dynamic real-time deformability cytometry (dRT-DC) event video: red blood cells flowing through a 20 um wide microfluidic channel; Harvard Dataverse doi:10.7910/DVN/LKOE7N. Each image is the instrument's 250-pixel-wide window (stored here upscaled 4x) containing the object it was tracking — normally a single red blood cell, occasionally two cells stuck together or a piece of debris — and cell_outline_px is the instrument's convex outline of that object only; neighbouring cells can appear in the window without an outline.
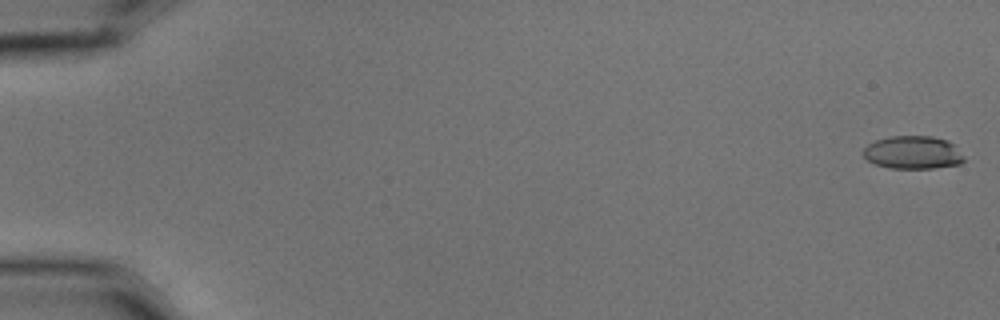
{"species": "common noctule bat (a hibernating species)", "species_latin": "Nyctalus noctula", "temperature_condition": "cold", "stored_images_in_passage": 6, "camera_frame_rate_fps": 3000, "um_per_image_px": 0.085, "animal": {"sex": "male", "body_mass_g": 15.6}, "frame": {"image": 1, "passage_image": 1, "time_ms": 0.0, "image_size_px": [1000, 320], "cell_outline_px": [[964, 160], [960, 164], [932, 168], [892, 168], [876, 164], [868, 160], [864, 156], [864, 148], [868, 144], [876, 140], [892, 136], [932, 136], [948, 140], [964, 156]], "centroid_in_image_um": [77.61, 12.95], "position_along_channel_um": 7.4, "area_um2": 19.19}}
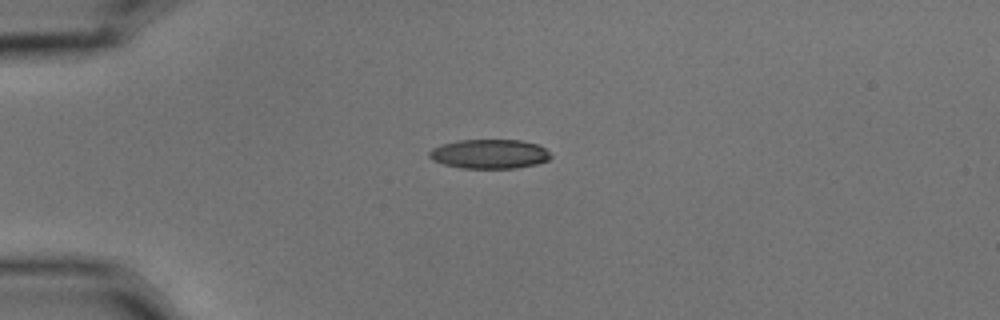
{"frame": {"image": 2, "passage_image": 5, "time_ms": 1.333, "image_size_px": [1000, 320], "cell_outline_px": [[552, 156], [548, 160], [536, 164], [516, 168], [460, 168], [444, 164], [432, 160], [428, 156], [428, 152], [432, 148], [456, 140], [520, 140], [536, 144], [544, 148]], "centroid_in_image_um": [41.58, 13.09], "position_along_channel_um": 43.4, "area_um2": 20.69}}